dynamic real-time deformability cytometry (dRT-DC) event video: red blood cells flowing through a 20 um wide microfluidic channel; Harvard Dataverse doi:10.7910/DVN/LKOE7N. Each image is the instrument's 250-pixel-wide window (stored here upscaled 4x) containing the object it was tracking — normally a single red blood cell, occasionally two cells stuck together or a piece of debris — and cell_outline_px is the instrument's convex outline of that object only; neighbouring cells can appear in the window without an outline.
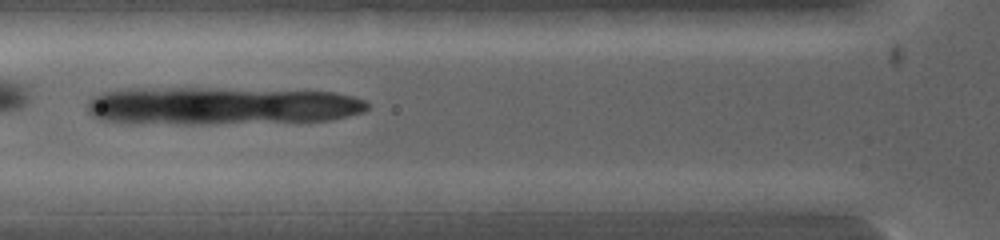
{"species": "common noctule bat (a hibernating species)", "species_latin": "Nyctalus noctula", "temperature_condition": "warm", "stored_images_in_passage": 4, "camera_frame_rate_fps": 5000, "um_per_image_px": 0.085, "animal": {"sex": "female", "body_mass_g": 19.0, "forearm_length_mm": 53.3}, "frame": {"image": 1, "passage_image": 3, "time_ms": 0.2, "image_size_px": [1000, 240], "cell_outline_px": [[388, 200], [384, 212], [312, 212], [248, 200], [252, 196], [268, 188], [376, 192]], "centroid_in_image_um": [27.45, 17.02], "position_along_channel_um": 98.3, "area_um2": 18.32}}